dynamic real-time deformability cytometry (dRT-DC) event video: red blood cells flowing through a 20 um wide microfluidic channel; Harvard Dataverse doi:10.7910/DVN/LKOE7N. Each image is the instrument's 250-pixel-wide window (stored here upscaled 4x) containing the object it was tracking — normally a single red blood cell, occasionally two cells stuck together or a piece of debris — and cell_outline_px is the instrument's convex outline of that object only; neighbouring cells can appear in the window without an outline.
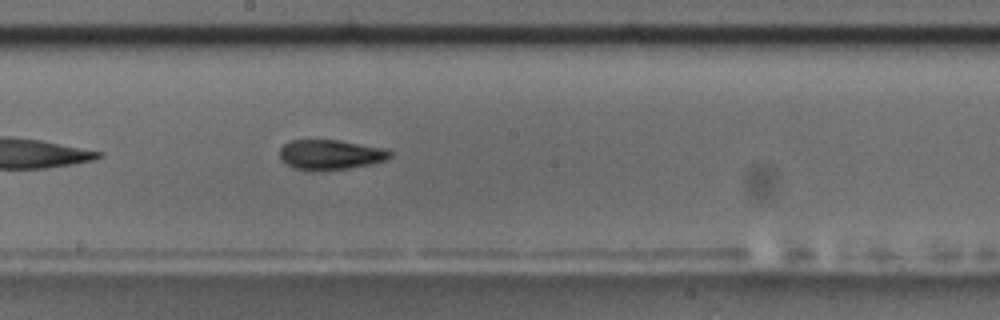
{"species": "common noctule bat (a hibernating species)", "species_latin": "Nyctalus noctula", "temperature_condition": "room temperature", "stored_images_in_passage": 10, "segment_of_instrument_passage": [1, 2], "camera_frame_rate_fps": 3000, "um_per_image_px": 0.085, "animal": {"sex": "male", "body_mass_g": 17.5, "forearm_length_mm": 52.3}, "frame": {"image": 1, "passage_image": 9, "time_ms": 9.0, "image_size_px": [1000, 320], "cell_outline_px": [[392, 156], [388, 160], [372, 164], [348, 168], [308, 172], [292, 168], [280, 160], [280, 148], [284, 144], [292, 140], [340, 140], [388, 148], [392, 152]], "centroid_in_image_um": [28.11, 13.16], "position_along_channel_um": 220.1, "area_um2": 19.83}}